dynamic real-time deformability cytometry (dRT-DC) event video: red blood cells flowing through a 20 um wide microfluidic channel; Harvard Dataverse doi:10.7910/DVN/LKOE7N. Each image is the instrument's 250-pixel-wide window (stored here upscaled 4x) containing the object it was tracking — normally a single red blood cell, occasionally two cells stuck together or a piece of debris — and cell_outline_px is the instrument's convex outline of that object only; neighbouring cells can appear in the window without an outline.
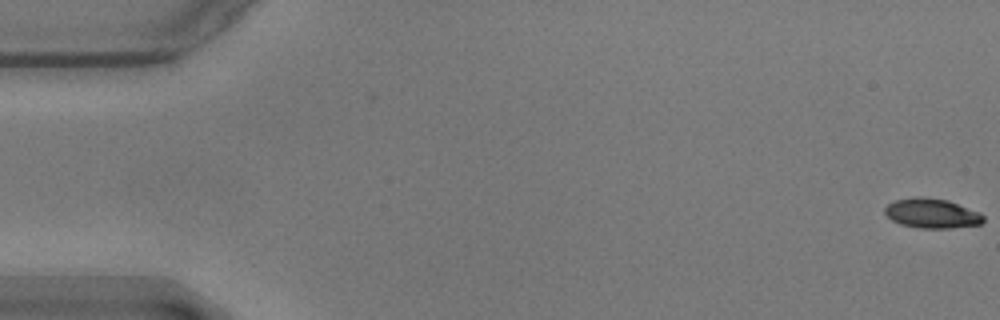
{"species": "common noctule bat (a hibernating species)", "species_latin": "Nyctalus noctula", "temperature_condition": "warm", "stored_images_in_passage": 58, "segment_of_instrument_passage": [1, 2], "camera_frame_rate_fps": 3000, "um_per_image_px": 0.085, "animal": {"sex": "male", "body_mass_g": 17.9}, "frame": {"image": 1, "passage_image": 1, "time_ms": 0.0, "image_size_px": [1000, 320], "cell_outline_px": [[984, 220], [980, 224], [952, 228], [920, 228], [900, 224], [892, 220], [884, 212], [884, 208], [888, 204], [896, 200], [916, 196], [920, 196], [948, 200], [980, 212], [984, 216]], "centroid_in_image_um": [79.21, 18.13], "position_along_channel_um": 5.8, "area_um2": 17.05}}
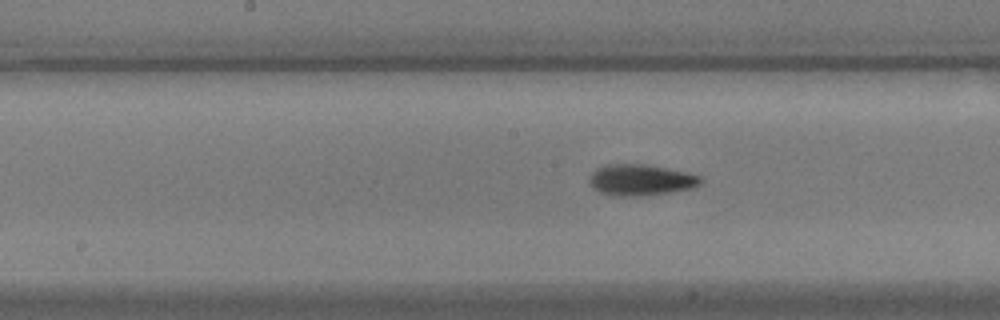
{"frame": {"image": 2, "passage_image": 29, "time_ms": 9.333, "image_size_px": [1000, 320], "cell_outline_px": [[700, 184], [688, 188], [668, 192], [640, 196], [612, 196], [600, 192], [592, 188], [588, 180], [592, 172], [596, 168], [604, 164], [648, 164], [688, 172], [700, 176]], "centroid_in_image_um": [54.39, 15.28], "position_along_channel_um": 193.8, "area_um2": 20.23}}
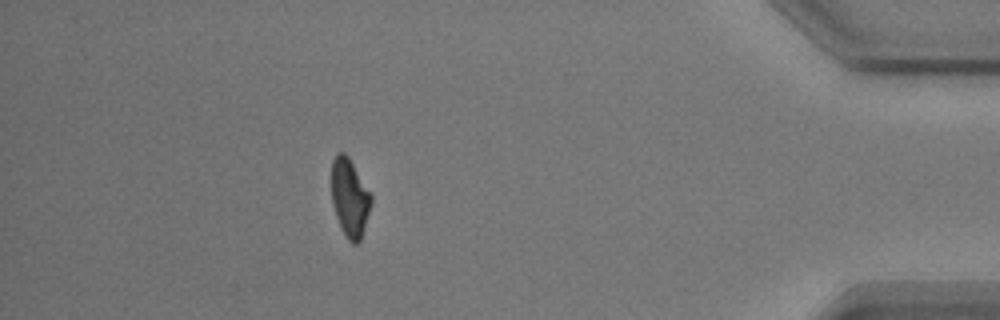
{"frame": {"image": 3, "passage_image": 51, "time_ms": 16.667, "image_size_px": [1000, 320], "cell_outline_px": [[372, 204], [360, 244], [352, 244], [344, 236], [340, 228], [332, 204], [332, 160], [336, 152], [344, 152], [348, 156], [372, 196]], "centroid_in_image_um": [29.73, 16.86], "position_along_channel_um": 405.5, "area_um2": 18.32}}